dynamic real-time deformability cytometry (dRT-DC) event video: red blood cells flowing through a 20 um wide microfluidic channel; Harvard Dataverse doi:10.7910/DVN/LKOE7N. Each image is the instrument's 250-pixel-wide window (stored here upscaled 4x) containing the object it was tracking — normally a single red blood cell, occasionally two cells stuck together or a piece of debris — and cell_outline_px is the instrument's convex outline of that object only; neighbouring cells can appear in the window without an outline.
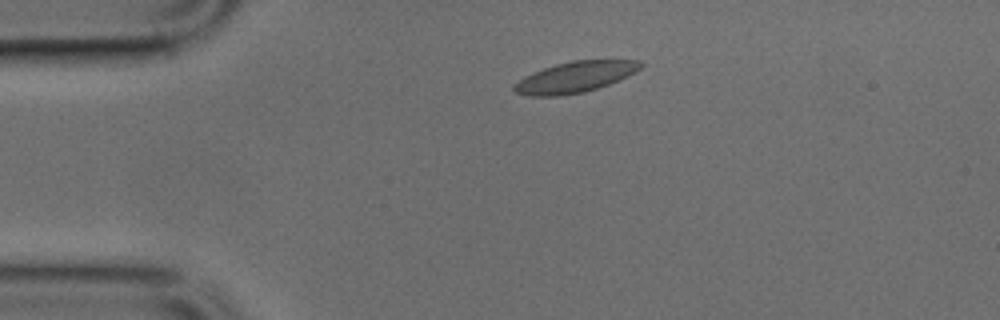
{"species": "common noctule bat (a hibernating species)", "species_latin": "Nyctalus noctula", "temperature_condition": "cold", "stored_images_in_passage": 40, "camera_frame_rate_fps": 3000, "um_per_image_px": 0.085, "animal": {"sex": "male", "body_mass_g": 17.9, "forearm_length_mm": 54.2}, "frame": {"image": 1, "passage_image": 1, "time_ms": 0.0, "image_size_px": [1000, 320], "cell_outline_px": [[644, 64], [636, 72], [608, 84], [584, 92], [560, 96], [528, 96], [516, 92], [512, 88], [512, 84], [524, 76], [544, 68], [556, 64], [572, 60], [640, 60]], "centroid_in_image_um": [48.85, 6.55], "position_along_channel_um": 36.1, "area_um2": 22.72}}
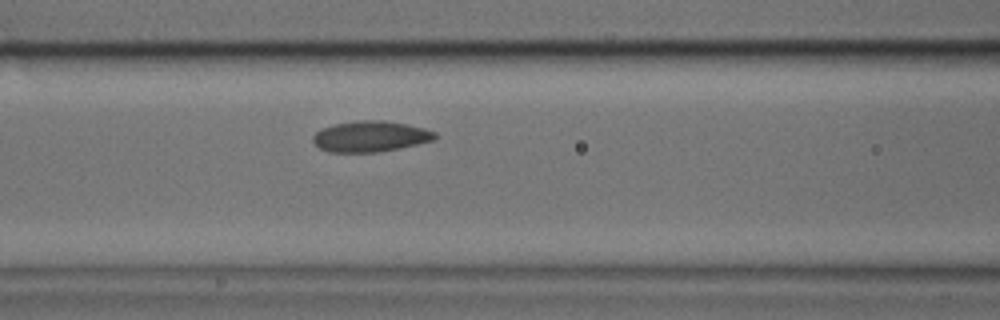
{"frame": {"image": 2, "passage_image": 11, "time_ms": 3.333, "image_size_px": [1000, 320], "cell_outline_px": [[436, 140], [400, 148], [380, 152], [328, 152], [320, 148], [312, 140], [312, 136], [320, 128], [336, 124], [356, 120], [384, 120], [424, 128], [436, 132]], "centroid_in_image_um": [31.48, 11.6], "position_along_channel_um": 135.1, "area_um2": 22.02}}
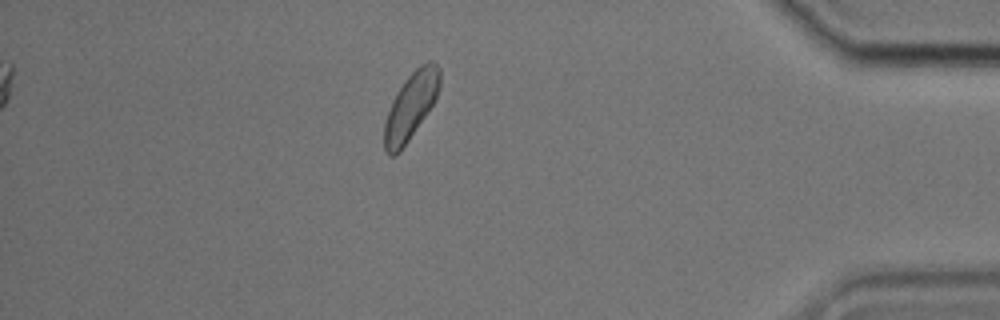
{"frame": {"image": 3, "passage_image": 34, "time_ms": 11.0, "image_size_px": [1000, 320], "cell_outline_px": [[440, 88], [436, 100], [400, 152], [396, 156], [388, 156], [384, 148], [384, 124], [392, 100], [396, 92], [404, 80], [420, 64], [428, 60], [432, 60], [440, 68]], "centroid_in_image_um": [34.92, 9.0], "position_along_channel_um": 400.3, "area_um2": 21.79}}